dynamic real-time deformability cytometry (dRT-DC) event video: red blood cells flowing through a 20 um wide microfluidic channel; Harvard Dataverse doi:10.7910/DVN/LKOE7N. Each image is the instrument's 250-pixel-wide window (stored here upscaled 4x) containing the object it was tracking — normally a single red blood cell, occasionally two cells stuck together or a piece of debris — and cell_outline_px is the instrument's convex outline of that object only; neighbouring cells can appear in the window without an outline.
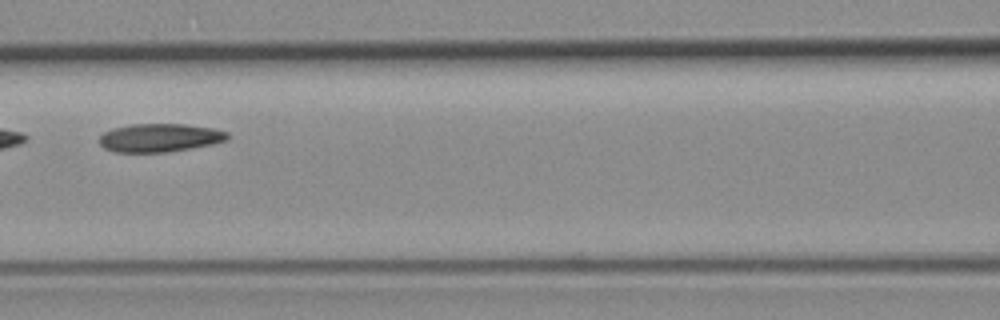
{"species": "common noctule bat (a hibernating species)", "species_latin": "Nyctalus noctula", "temperature_condition": "room temperature", "stored_images_in_passage": 8, "camera_frame_rate_fps": 3000, "um_per_image_px": 0.085, "animal": {"sex": "female", "body_mass_g": 19.3, "forearm_length_mm": 54.1}, "frame": {"image": 1, "passage_image": 5, "time_ms": 1.333, "image_size_px": [1000, 320], "cell_outline_px": [[228, 140], [212, 144], [192, 148], [168, 152], [116, 152], [104, 148], [100, 144], [100, 136], [104, 132], [112, 128], [132, 124], [184, 124], [212, 128], [228, 132]], "centroid_in_image_um": [13.58, 11.71], "position_along_channel_um": 153.0, "area_um2": 21.15}}
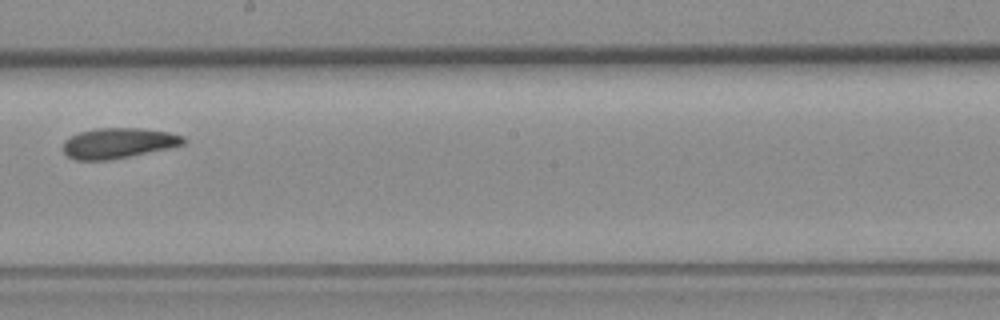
{"frame": {"image": 2, "passage_image": 7, "time_ms": 2.0, "image_size_px": [1000, 320], "cell_outline_px": [[184, 144], [128, 156], [108, 160], [76, 160], [68, 156], [64, 152], [64, 140], [80, 132], [96, 128], [144, 128], [168, 132], [184, 136]], "centroid_in_image_um": [10.03, 12.15], "position_along_channel_um": 238.2, "area_um2": 20.92}}
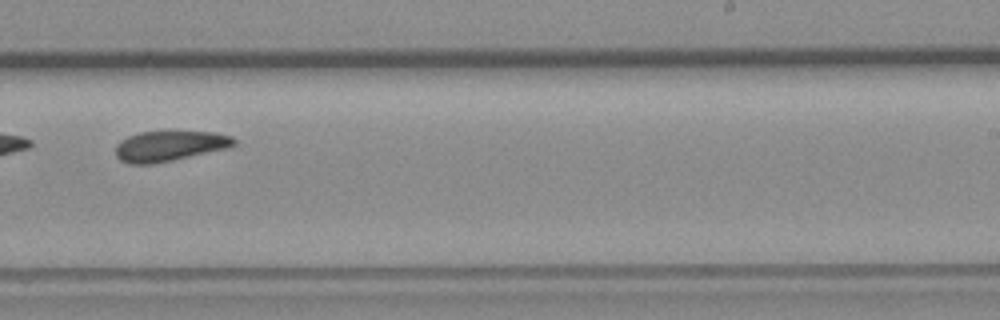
{"frame": {"image": 3, "passage_image": 8, "time_ms": 2.333, "image_size_px": [1000, 320], "cell_outline_px": [[236, 144], [228, 148], [172, 160], [152, 164], [128, 164], [120, 160], [116, 156], [116, 144], [120, 140], [128, 136], [140, 132], [216, 132], [232, 136], [236, 140]], "centroid_in_image_um": [14.4, 12.41], "position_along_channel_um": 274.6, "area_um2": 20.87}}